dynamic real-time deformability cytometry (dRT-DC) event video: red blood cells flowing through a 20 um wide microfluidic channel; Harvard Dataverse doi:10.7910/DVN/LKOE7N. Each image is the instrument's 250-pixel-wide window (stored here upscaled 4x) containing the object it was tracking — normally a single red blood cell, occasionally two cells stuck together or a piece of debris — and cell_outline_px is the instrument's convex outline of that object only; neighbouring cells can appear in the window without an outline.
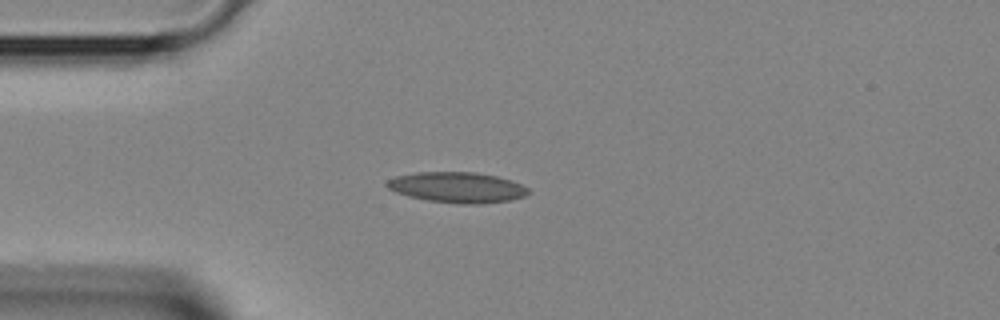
{"species": "Egyptian fruit bat (a non-hibernating species)", "species_latin": "Rousettus aegyptiacus", "temperature_condition": "room temperature", "stored_images_in_passage": 1, "camera_frame_rate_fps": 3000, "um_per_image_px": 0.085, "animal": {"sex": "female"}, "frame": {"image": 1, "passage_image": 1, "time_ms": 0.0, "image_size_px": [1000, 320], "cell_outline_px": [[532, 192], [524, 196], [508, 200], [480, 204], [460, 204], [428, 200], [408, 196], [396, 192], [388, 188], [384, 184], [388, 180], [396, 176], [416, 172], [476, 172], [496, 176], [520, 184], [528, 188]], "centroid_in_image_um": [38.84, 15.92], "position_along_channel_um": 46.2, "area_um2": 25.09}}